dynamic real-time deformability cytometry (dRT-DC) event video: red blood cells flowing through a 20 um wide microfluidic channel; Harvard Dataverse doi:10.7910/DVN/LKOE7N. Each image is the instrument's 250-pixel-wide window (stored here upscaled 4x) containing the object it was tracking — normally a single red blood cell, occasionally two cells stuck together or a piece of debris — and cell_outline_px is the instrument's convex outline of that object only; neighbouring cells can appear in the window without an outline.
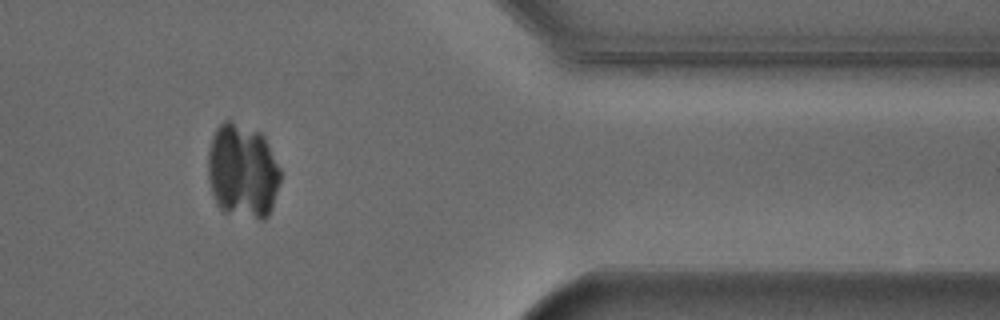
{"species": "Egyptian fruit bat (a non-hibernating species)", "species_latin": "Rousettus aegyptiacus", "temperature_condition": "cold", "stored_images_in_passage": 39, "camera_frame_rate_fps": 3000, "um_per_image_px": 0.085, "animal": {"sex": "male"}, "frame": {"image": 1, "passage_image": 30, "time_ms": 9.667, "image_size_px": [1000, 320], "cell_outline_px": [[280, 180], [272, 208], [268, 216], [264, 220], [260, 220], [224, 212], [216, 204], [212, 192], [208, 176], [208, 152], [212, 136], [216, 128], [224, 120], [228, 120], [260, 132], [264, 136], [280, 168]], "centroid_in_image_um": [20.61, 14.56], "position_along_channel_um": 390.8, "area_um2": 40.06}}
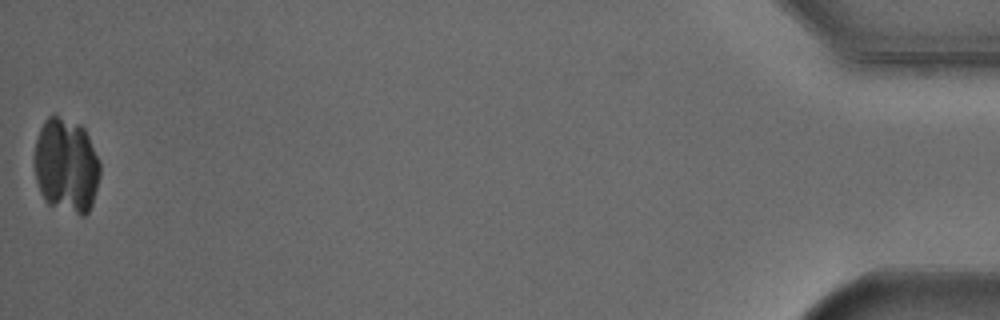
{"frame": {"image": 2, "passage_image": 39, "time_ms": 12.667, "image_size_px": [1000, 320], "cell_outline_px": [[100, 176], [92, 204], [88, 212], [84, 216], [80, 216], [48, 204], [44, 200], [40, 192], [36, 180], [36, 140], [40, 128], [44, 120], [48, 116], [56, 112], [80, 124], [84, 128], [100, 160]], "centroid_in_image_um": [5.65, 14.03], "position_along_channel_um": 429.5, "area_um2": 36.65}}